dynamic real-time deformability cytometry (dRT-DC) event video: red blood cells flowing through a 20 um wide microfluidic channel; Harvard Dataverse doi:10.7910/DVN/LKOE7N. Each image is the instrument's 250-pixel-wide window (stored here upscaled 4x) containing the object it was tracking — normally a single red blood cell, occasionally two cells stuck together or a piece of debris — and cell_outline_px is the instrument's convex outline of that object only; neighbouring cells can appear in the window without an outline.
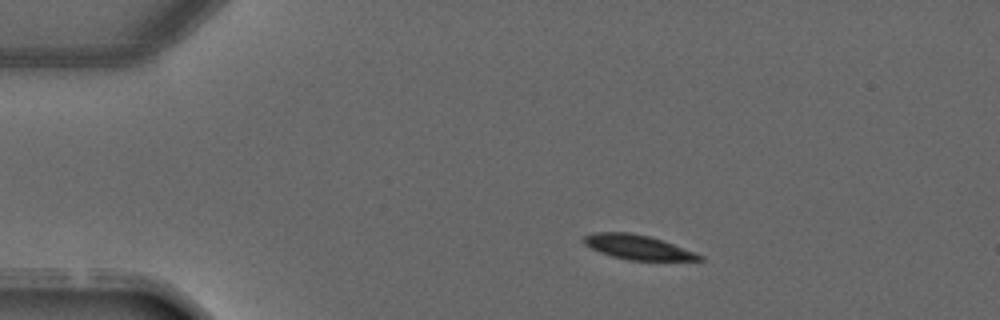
{"species": "common noctule bat (a hibernating species)", "species_latin": "Nyctalus noctula", "temperature_condition": "warm", "stored_images_in_passage": 2, "camera_frame_rate_fps": 3000, "um_per_image_px": 0.085, "animal": {"sex": "male", "forearm_length_mm": 52.5}, "frame": {"image": 1, "passage_image": 1, "time_ms": 0.0, "image_size_px": [1000, 320], "cell_outline_px": [[704, 260], [628, 260], [612, 256], [600, 252], [584, 244], [584, 236], [592, 232], [628, 232], [648, 236], [672, 244], [704, 256]], "centroid_in_image_um": [54.17, 21.01], "position_along_channel_um": 30.8, "area_um2": 16.18}}